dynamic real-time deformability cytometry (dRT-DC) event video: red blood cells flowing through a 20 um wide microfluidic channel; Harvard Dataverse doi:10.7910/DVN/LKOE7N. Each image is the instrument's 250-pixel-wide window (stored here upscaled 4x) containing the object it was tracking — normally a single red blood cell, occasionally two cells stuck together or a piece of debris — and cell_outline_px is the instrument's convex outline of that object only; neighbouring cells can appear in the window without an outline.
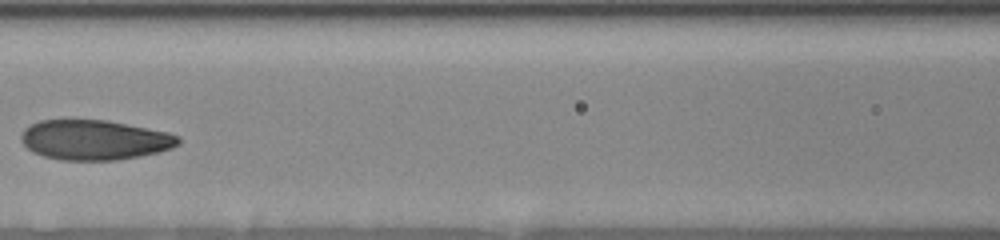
{"species": "human", "species_latin": "Homo sapiens", "temperature_condition": "room temperature", "stored_images_in_passage": 10, "camera_frame_rate_fps": 3000, "um_per_image_px": 0.085, "donor": {"sex": "female"}, "frame": {"image": 1, "passage_image": 7, "time_ms": 5.0, "image_size_px": [1000, 240], "cell_outline_px": [[180, 144], [172, 148], [160, 152], [140, 156], [116, 160], [60, 160], [44, 156], [32, 152], [20, 140], [20, 136], [24, 128], [40, 120], [108, 120], [168, 132], [180, 136]], "centroid_in_image_um": [8.05, 11.89], "position_along_channel_um": 158.6, "area_um2": 36.76}}
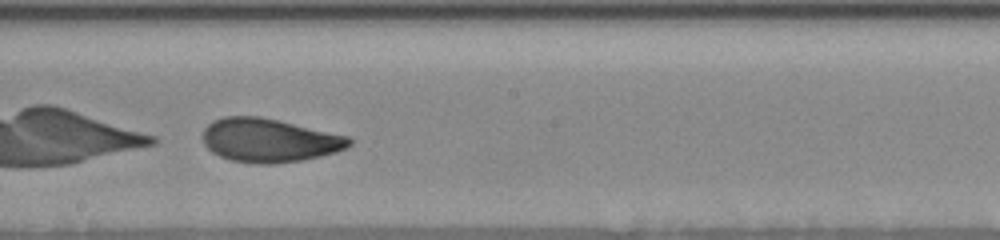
{"frame": {"image": 2, "passage_image": 9, "time_ms": 6.667, "image_size_px": [1000, 240], "cell_outline_px": [[352, 144], [348, 148], [336, 152], [320, 156], [300, 160], [272, 164], [260, 164], [232, 160], [220, 156], [212, 152], [204, 144], [204, 128], [212, 120], [224, 116], [260, 116], [348, 136], [352, 140]], "centroid_in_image_um": [22.88, 11.92], "position_along_channel_um": 225.3, "area_um2": 37.11}}